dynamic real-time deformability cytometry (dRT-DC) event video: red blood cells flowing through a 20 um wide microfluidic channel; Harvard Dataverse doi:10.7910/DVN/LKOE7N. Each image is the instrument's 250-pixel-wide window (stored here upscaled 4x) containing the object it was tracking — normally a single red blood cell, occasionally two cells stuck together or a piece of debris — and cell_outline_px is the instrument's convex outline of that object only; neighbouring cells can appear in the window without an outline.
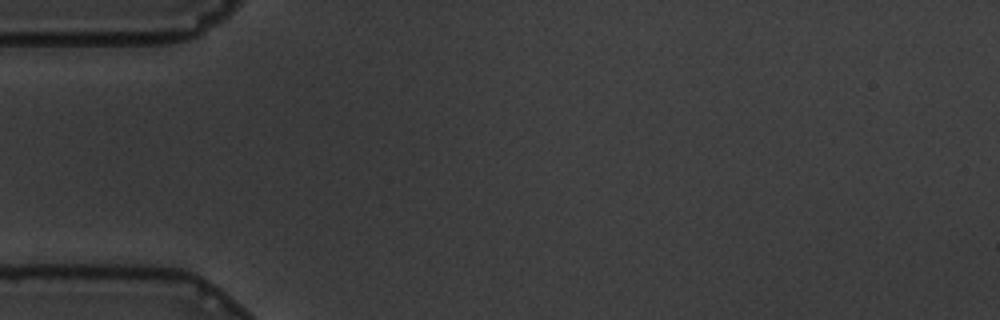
{"species": "common noctule bat (a hibernating species)", "species_latin": "Nyctalus noctula", "temperature_condition": "warm", "stored_images_in_passage": 2, "camera_frame_rate_fps": 3000, "um_per_image_px": 0.085, "animal": {"sex": "male", "body_mass_g": 19.5, "forearm_length_mm": 54.6}, "frame": {"image": 1, "passage_image": 1, "time_ms": 0.0, "image_size_px": [1000, 320], "cell_outline_px": [[204, 292], [56, 276], [64, 272], [148, 268], [180, 268], [192, 272], [204, 280]], "centroid_in_image_um": [12.34, 23.6], "position_along_channel_um": 72.7, "area_um2": 14.68}}